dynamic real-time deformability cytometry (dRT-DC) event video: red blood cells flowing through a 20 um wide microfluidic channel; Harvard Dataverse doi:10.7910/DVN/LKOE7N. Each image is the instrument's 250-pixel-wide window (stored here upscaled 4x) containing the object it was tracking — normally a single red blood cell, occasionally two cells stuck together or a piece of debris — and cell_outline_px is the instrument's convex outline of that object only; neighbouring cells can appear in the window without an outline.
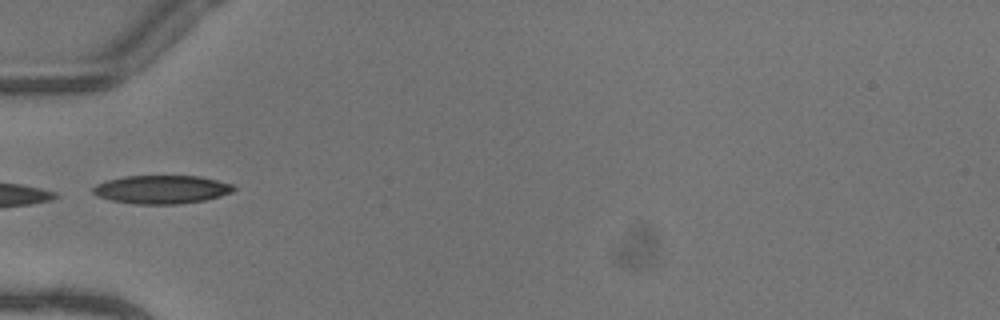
{"species": "common noctule bat (a hibernating species)", "species_latin": "Nyctalus noctula", "temperature_condition": "warm", "stored_images_in_passage": 3, "camera_frame_rate_fps": 3000, "um_per_image_px": 0.085, "animal": {"sex": "female"}, "frame": {"image": 1, "passage_image": 1, "time_ms": 0.0, "image_size_px": [1000, 320], "cell_outline_px": [[236, 188], [232, 192], [220, 196], [204, 200], [180, 204], [132, 204], [112, 200], [96, 196], [92, 192], [92, 188], [96, 184], [104, 180], [124, 176], [200, 176], [232, 184]], "centroid_in_image_um": [13.7, 16.1], "position_along_channel_um": 71.3, "area_um2": 23.41}}